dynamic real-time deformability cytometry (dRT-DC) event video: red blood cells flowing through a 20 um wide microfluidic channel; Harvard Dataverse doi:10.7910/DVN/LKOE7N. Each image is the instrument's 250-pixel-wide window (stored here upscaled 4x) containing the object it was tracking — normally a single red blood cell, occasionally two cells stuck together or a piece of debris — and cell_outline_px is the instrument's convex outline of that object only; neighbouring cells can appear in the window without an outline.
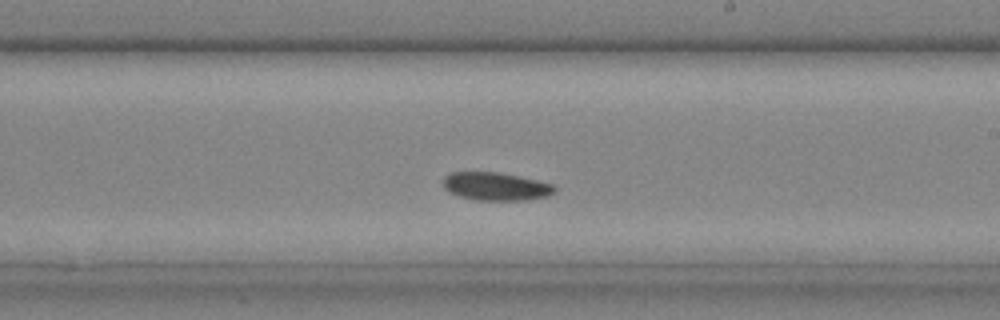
{"species": "common noctule bat (a hibernating species)", "species_latin": "Nyctalus noctula", "temperature_condition": "cold", "stored_images_in_passage": 28, "camera_frame_rate_fps": 3000, "um_per_image_px": 0.085, "animal": {"sex": "male", "body_mass_g": 20.4}, "frame": {"image": 1, "passage_image": 16, "time_ms": 5.0, "image_size_px": [1000, 320], "cell_outline_px": [[556, 192], [548, 196], [524, 200], [476, 200], [460, 196], [448, 192], [444, 188], [444, 176], [448, 172], [496, 172], [536, 180], [552, 184], [556, 188]], "centroid_in_image_um": [42.12, 15.85], "position_along_channel_um": 246.9, "area_um2": 18.15}}